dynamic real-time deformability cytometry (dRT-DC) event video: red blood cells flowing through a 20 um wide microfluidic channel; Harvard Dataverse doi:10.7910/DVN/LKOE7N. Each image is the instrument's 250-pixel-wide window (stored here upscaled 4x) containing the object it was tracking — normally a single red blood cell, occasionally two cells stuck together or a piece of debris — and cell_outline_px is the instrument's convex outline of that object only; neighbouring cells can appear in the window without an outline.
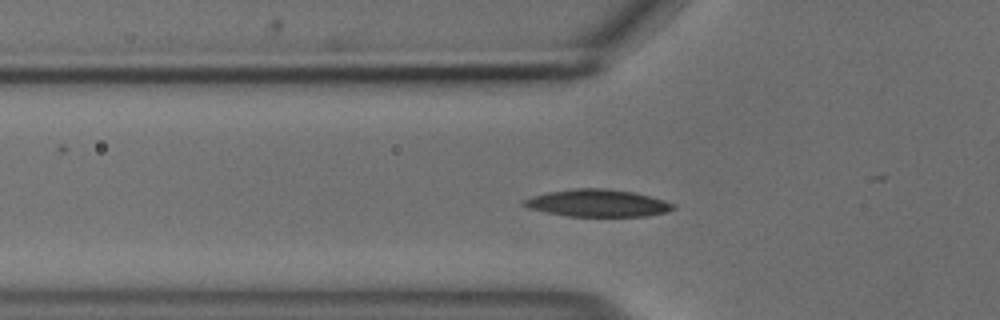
{"species": "common noctule bat (a hibernating species)", "species_latin": "Nyctalus noctula", "temperature_condition": "cold", "stored_images_in_passage": 39, "camera_frame_rate_fps": 3000, "um_per_image_px": 0.085, "animal": {"sex": "male", "body_mass_g": 18.8}, "frame": {"image": 1, "passage_image": 14, "time_ms": 4.333, "image_size_px": [1000, 320], "cell_outline_px": [[676, 208], [668, 212], [644, 216], [564, 216], [528, 208], [520, 204], [520, 200], [532, 196], [548, 192], [576, 188], [604, 188], [632, 192], [664, 200], [672, 204]], "centroid_in_image_um": [50.73, 17.27], "position_along_channel_um": 75.1, "area_um2": 23.7}}
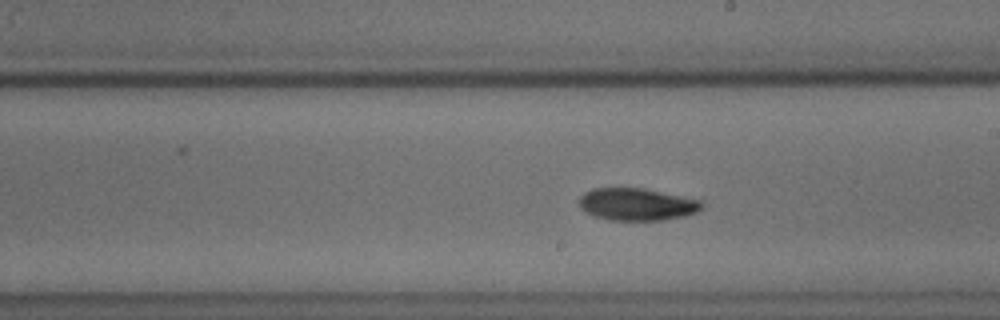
{"frame": {"image": 2, "passage_image": 27, "time_ms": 8.667, "image_size_px": [1000, 320], "cell_outline_px": [[704, 204], [696, 212], [684, 216], [664, 220], [608, 220], [596, 216], [580, 208], [580, 196], [584, 192], [592, 188], [644, 188], [700, 200]], "centroid_in_image_um": [54.12, 17.36], "position_along_channel_um": 234.9, "area_um2": 22.95}}
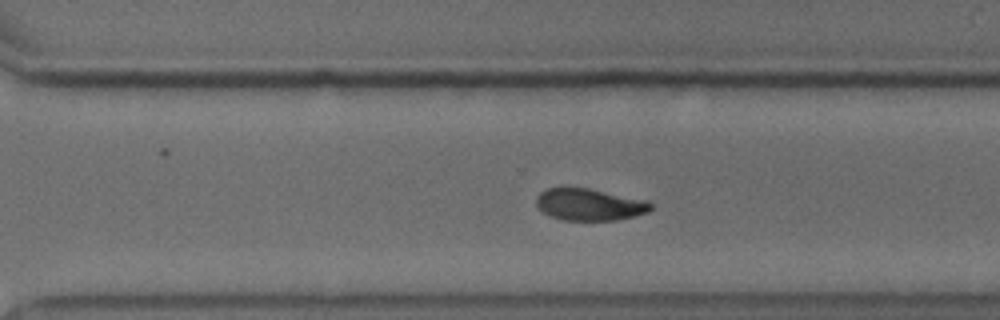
{"frame": {"image": 3, "passage_image": 34, "time_ms": 11.0, "image_size_px": [1000, 320], "cell_outline_px": [[652, 208], [648, 212], [616, 220], [564, 220], [548, 216], [536, 204], [536, 196], [540, 192], [548, 188], [588, 188], [648, 200], [652, 204]], "centroid_in_image_um": [50.1, 17.38], "position_along_channel_um": 320.5, "area_um2": 21.21}}